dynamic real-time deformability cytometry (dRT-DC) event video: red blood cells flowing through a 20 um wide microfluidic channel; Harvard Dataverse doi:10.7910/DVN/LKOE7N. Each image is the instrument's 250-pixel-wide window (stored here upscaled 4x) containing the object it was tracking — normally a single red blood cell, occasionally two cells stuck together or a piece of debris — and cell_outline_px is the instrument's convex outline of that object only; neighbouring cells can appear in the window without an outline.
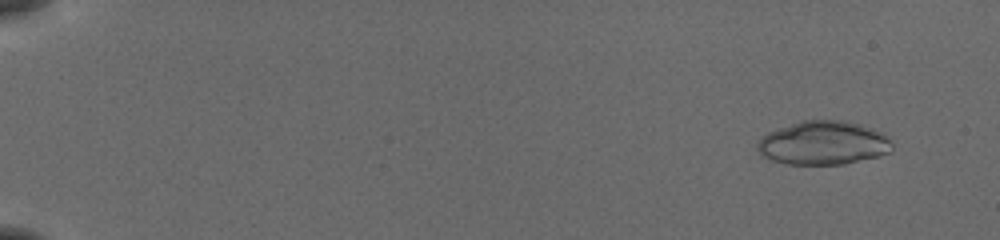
{"species": "common noctule bat (a hibernating species)", "species_latin": "Nyctalus noctula", "temperature_condition": "cold", "stored_images_in_passage": 50, "camera_frame_rate_fps": 3000, "um_per_image_px": 0.085, "animal": {"sex": "female", "body_mass_g": 19.5, "forearm_length_mm": 54.1}, "frame": {"image": 1, "passage_image": 5, "time_ms": 1.333, "image_size_px": [1000, 240], "cell_outline_px": [[892, 152], [880, 156], [844, 164], [788, 164], [772, 160], [760, 156], [756, 148], [756, 144], [760, 136], [768, 132], [804, 120], [844, 120], [860, 124], [884, 136], [892, 144]], "centroid_in_image_um": [69.92, 12.17], "position_along_channel_um": 15.1, "area_um2": 34.16}}